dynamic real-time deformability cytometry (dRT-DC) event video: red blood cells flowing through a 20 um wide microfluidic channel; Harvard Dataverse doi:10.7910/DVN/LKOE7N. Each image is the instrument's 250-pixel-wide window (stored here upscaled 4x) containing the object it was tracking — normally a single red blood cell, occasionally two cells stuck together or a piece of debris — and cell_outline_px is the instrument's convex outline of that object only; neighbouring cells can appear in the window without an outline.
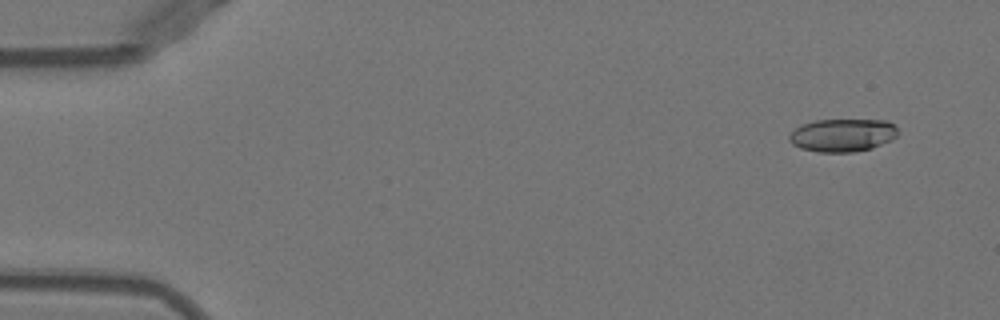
{"species": "Egyptian fruit bat (a non-hibernating species)", "species_latin": "Rousettus aegyptiacus", "temperature_condition": "warm", "stored_images_in_passage": 52, "camera_frame_rate_fps": 3000, "um_per_image_px": 0.085, "animal": {"sex": "female"}, "frame": {"image": 1, "passage_image": 4, "time_ms": 1.0, "image_size_px": [1000, 320], "cell_outline_px": [[900, 132], [896, 136], [872, 148], [852, 152], [816, 152], [800, 148], [792, 144], [788, 140], [788, 136], [800, 124], [816, 120], [888, 120]], "centroid_in_image_um": [71.58, 11.49], "position_along_channel_um": 13.4, "area_um2": 20.87}}
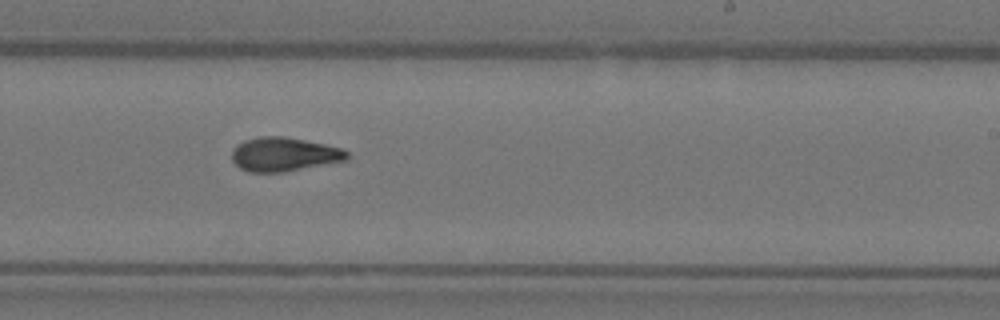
{"frame": {"image": 2, "passage_image": 32, "time_ms": 10.333, "image_size_px": [1000, 320], "cell_outline_px": [[348, 160], [284, 172], [248, 172], [240, 168], [232, 160], [232, 148], [236, 144], [244, 140], [260, 136], [284, 136], [324, 144], [340, 148], [348, 152]], "centroid_in_image_um": [24.11, 13.12], "position_along_channel_um": 264.9, "area_um2": 22.83}}
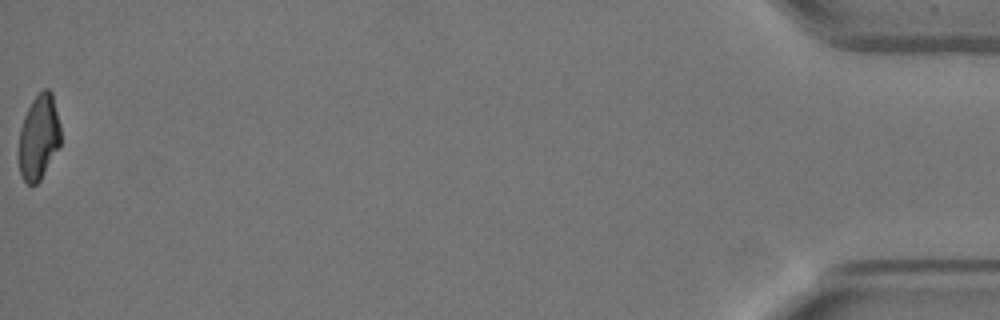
{"frame": {"image": 3, "passage_image": 52, "time_ms": 17.0, "image_size_px": [1000, 320], "cell_outline_px": [[60, 144], [40, 180], [36, 184], [28, 184], [20, 176], [20, 128], [24, 116], [32, 100], [44, 88], [48, 88], [52, 92], [60, 124]], "centroid_in_image_um": [3.31, 11.63], "position_along_channel_um": 431.9, "area_um2": 20.4}, "authors_computed_cell_mechanics": {"area_um2": 21.7906, "velocity_mm_per_s": 3.9741, "shape_relaxation_time_tau1_ms": 5.0592, "shape_relaxation_time_tau2_ms": 2.1792, "deformation_change_tau1": 0.221, "deformation_change_tau2": 0.0942}}